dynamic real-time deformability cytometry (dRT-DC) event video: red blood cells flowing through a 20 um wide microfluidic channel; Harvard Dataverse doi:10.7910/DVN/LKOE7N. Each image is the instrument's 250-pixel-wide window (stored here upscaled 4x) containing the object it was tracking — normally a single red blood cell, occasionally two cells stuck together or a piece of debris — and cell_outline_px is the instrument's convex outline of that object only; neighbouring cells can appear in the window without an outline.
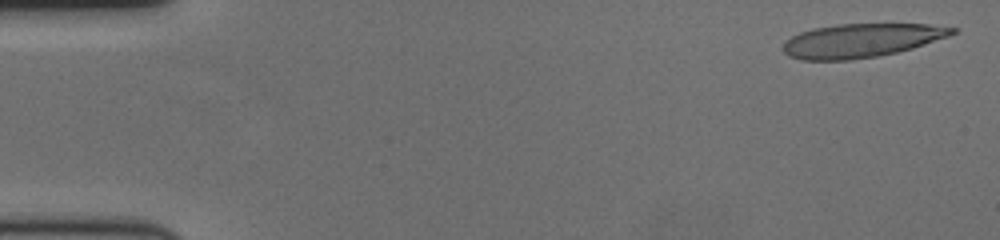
{"species": "human", "species_latin": "Homo sapiens", "temperature_condition": "cold", "stored_images_in_passage": 59, "camera_frame_rate_fps": 3000, "um_per_image_px": 0.085, "donor": {"sex": "female"}, "frame": {"image": 1, "passage_image": 2, "time_ms": 0.333, "image_size_px": [1000, 240], "cell_outline_px": [[956, 32], [948, 36], [912, 48], [896, 52], [876, 56], [848, 60], [800, 60], [788, 56], [780, 48], [792, 36], [800, 32], [812, 28], [836, 24], [928, 24], [956, 28]], "centroid_in_image_um": [73.15, 3.44], "position_along_channel_um": 11.8, "area_um2": 33.12}}
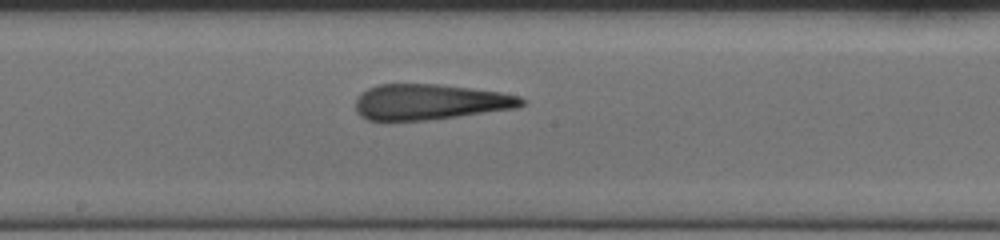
{"frame": {"image": 2, "passage_image": 32, "time_ms": 10.333, "image_size_px": [1000, 240], "cell_outline_px": [[528, 100], [524, 104], [516, 108], [428, 120], [368, 120], [360, 116], [356, 112], [356, 96], [368, 88], [380, 84], [436, 84], [472, 88], [500, 92], [520, 96]], "centroid_in_image_um": [36.54, 8.66], "position_along_channel_um": 211.7, "area_um2": 34.45}}
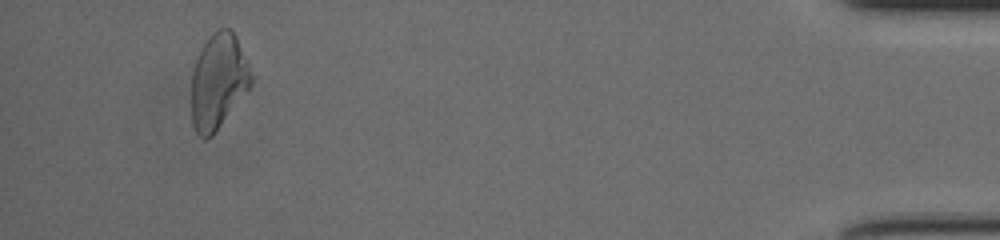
{"frame": {"image": 3, "passage_image": 56, "time_ms": 18.333, "image_size_px": [1000, 240], "cell_outline_px": [[252, 84], [212, 136], [204, 140], [196, 132], [192, 124], [192, 72], [196, 56], [200, 48], [212, 32], [216, 28], [232, 28], [248, 60], [252, 76]], "centroid_in_image_um": [18.55, 6.86], "position_along_channel_um": 416.7, "area_um2": 33.35}, "authors_computed_cell_mechanics": {"area_um2": 34.5066, "velocity_mm_per_s": 3.4557, "shape_relaxation_time_tau1_ms": 8.5508, "shape_relaxation_time_tau2_ms": 1.4485, "deformation_change_tau1": 0.2898, "deformation_change_tau2": 0.1414}}